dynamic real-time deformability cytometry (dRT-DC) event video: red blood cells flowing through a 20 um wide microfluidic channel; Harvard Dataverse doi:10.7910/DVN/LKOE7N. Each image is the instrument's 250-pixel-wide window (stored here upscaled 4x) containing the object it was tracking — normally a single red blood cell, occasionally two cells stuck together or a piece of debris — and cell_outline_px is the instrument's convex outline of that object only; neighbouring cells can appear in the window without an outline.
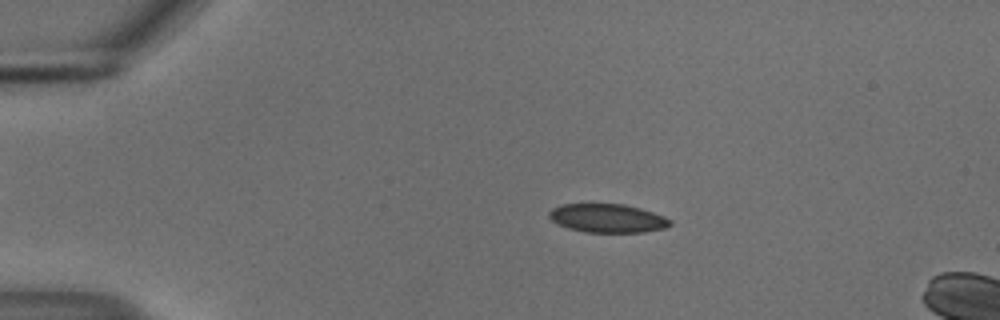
{"species": "common noctule bat (a hibernating species)", "species_latin": "Nyctalus noctula", "temperature_condition": "cold", "stored_images_in_passage": 55, "camera_frame_rate_fps": 3000, "um_per_image_px": 0.085, "animal": {"sex": "male", "body_mass_g": 18.8}, "frame": {"image": 1, "passage_image": 11, "time_ms": 3.333, "image_size_px": [1000, 320], "cell_outline_px": [[672, 224], [668, 228], [644, 232], [584, 232], [568, 228], [556, 224], [548, 216], [548, 212], [552, 208], [560, 204], [624, 204], [640, 208], [664, 216], [672, 220]], "centroid_in_image_um": [51.64, 18.55], "position_along_channel_um": 33.4, "area_um2": 20.4}}
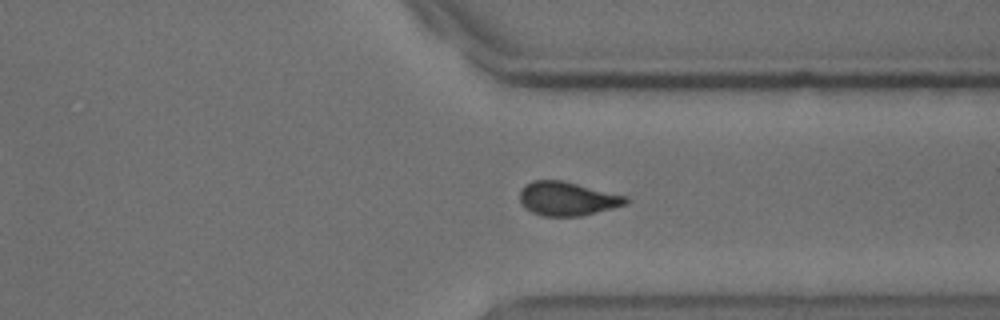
{"frame": {"image": 2, "passage_image": 42, "time_ms": 13.667, "image_size_px": [1000, 320], "cell_outline_px": [[628, 200], [624, 204], [612, 208], [580, 216], [544, 216], [532, 212], [524, 208], [520, 200], [520, 188], [524, 184], [532, 180], [560, 180], [628, 196]], "centroid_in_image_um": [48.17, 16.88], "position_along_channel_um": 363.2, "area_um2": 20.81}}
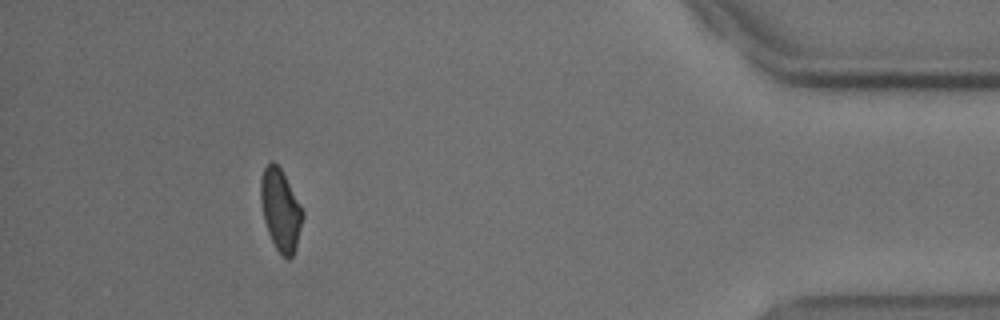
{"frame": {"image": 3, "passage_image": 50, "time_ms": 16.333, "image_size_px": [1000, 320], "cell_outline_px": [[304, 216], [296, 248], [292, 256], [288, 260], [276, 248], [268, 232], [264, 220], [260, 200], [260, 180], [264, 168], [272, 160], [280, 168], [300, 204], [304, 212]], "centroid_in_image_um": [23.84, 17.85], "position_along_channel_um": 411.4, "area_um2": 19.77}, "authors_computed_cell_mechanics": {"area_um2": 20.8658, "velocity_mm_per_s": 3.6901, "shape_relaxation_time_tau1_ms": 5.4866, "shape_relaxation_time_tau2_ms": 1.7092, "deformation_change_tau1": 0.1156, "deformation_change_tau2": 0.0658}}